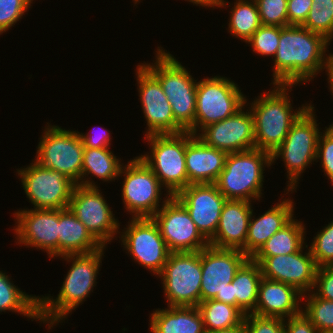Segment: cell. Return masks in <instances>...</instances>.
<instances>
[{
    "mask_svg": "<svg viewBox=\"0 0 333 333\" xmlns=\"http://www.w3.org/2000/svg\"><path fill=\"white\" fill-rule=\"evenodd\" d=\"M19 169L16 172L33 209L68 208L76 184L63 173L42 167L34 160Z\"/></svg>",
    "mask_w": 333,
    "mask_h": 333,
    "instance_id": "13",
    "label": "cell"
},
{
    "mask_svg": "<svg viewBox=\"0 0 333 333\" xmlns=\"http://www.w3.org/2000/svg\"><path fill=\"white\" fill-rule=\"evenodd\" d=\"M245 333H284V319L263 317L253 313L245 315L243 322Z\"/></svg>",
    "mask_w": 333,
    "mask_h": 333,
    "instance_id": "41",
    "label": "cell"
},
{
    "mask_svg": "<svg viewBox=\"0 0 333 333\" xmlns=\"http://www.w3.org/2000/svg\"><path fill=\"white\" fill-rule=\"evenodd\" d=\"M284 333H319L311 321L301 312L284 319Z\"/></svg>",
    "mask_w": 333,
    "mask_h": 333,
    "instance_id": "44",
    "label": "cell"
},
{
    "mask_svg": "<svg viewBox=\"0 0 333 333\" xmlns=\"http://www.w3.org/2000/svg\"><path fill=\"white\" fill-rule=\"evenodd\" d=\"M152 218L170 252H195L209 245L186 208L174 196H171Z\"/></svg>",
    "mask_w": 333,
    "mask_h": 333,
    "instance_id": "15",
    "label": "cell"
},
{
    "mask_svg": "<svg viewBox=\"0 0 333 333\" xmlns=\"http://www.w3.org/2000/svg\"><path fill=\"white\" fill-rule=\"evenodd\" d=\"M319 333H333V331H324V332H319Z\"/></svg>",
    "mask_w": 333,
    "mask_h": 333,
    "instance_id": "51",
    "label": "cell"
},
{
    "mask_svg": "<svg viewBox=\"0 0 333 333\" xmlns=\"http://www.w3.org/2000/svg\"><path fill=\"white\" fill-rule=\"evenodd\" d=\"M102 129V128H101ZM103 130V131H102ZM98 134H90V132L88 133H80L79 135L82 139L83 142V146L84 147H88V148H107L110 147L111 145V134L110 131L106 130L105 128H103Z\"/></svg>",
    "mask_w": 333,
    "mask_h": 333,
    "instance_id": "45",
    "label": "cell"
},
{
    "mask_svg": "<svg viewBox=\"0 0 333 333\" xmlns=\"http://www.w3.org/2000/svg\"><path fill=\"white\" fill-rule=\"evenodd\" d=\"M136 67L139 100L147 122L144 136L185 132L175 121L171 104L159 80L142 63Z\"/></svg>",
    "mask_w": 333,
    "mask_h": 333,
    "instance_id": "16",
    "label": "cell"
},
{
    "mask_svg": "<svg viewBox=\"0 0 333 333\" xmlns=\"http://www.w3.org/2000/svg\"><path fill=\"white\" fill-rule=\"evenodd\" d=\"M197 308L206 332L229 329L244 322L245 314L238 307L214 299L200 302Z\"/></svg>",
    "mask_w": 333,
    "mask_h": 333,
    "instance_id": "32",
    "label": "cell"
},
{
    "mask_svg": "<svg viewBox=\"0 0 333 333\" xmlns=\"http://www.w3.org/2000/svg\"><path fill=\"white\" fill-rule=\"evenodd\" d=\"M119 238L126 253L140 266L158 276L167 262L170 251L152 217L132 218Z\"/></svg>",
    "mask_w": 333,
    "mask_h": 333,
    "instance_id": "12",
    "label": "cell"
},
{
    "mask_svg": "<svg viewBox=\"0 0 333 333\" xmlns=\"http://www.w3.org/2000/svg\"><path fill=\"white\" fill-rule=\"evenodd\" d=\"M110 147L107 148H88L84 147L81 181L79 185L86 187H98L89 175L100 178L104 182L115 181L123 163L116 158ZM85 176V177H84ZM88 177V178H86Z\"/></svg>",
    "mask_w": 333,
    "mask_h": 333,
    "instance_id": "28",
    "label": "cell"
},
{
    "mask_svg": "<svg viewBox=\"0 0 333 333\" xmlns=\"http://www.w3.org/2000/svg\"><path fill=\"white\" fill-rule=\"evenodd\" d=\"M247 103L238 85L222 76L197 82L194 135L202 128L234 115Z\"/></svg>",
    "mask_w": 333,
    "mask_h": 333,
    "instance_id": "10",
    "label": "cell"
},
{
    "mask_svg": "<svg viewBox=\"0 0 333 333\" xmlns=\"http://www.w3.org/2000/svg\"><path fill=\"white\" fill-rule=\"evenodd\" d=\"M150 317L151 333H206L197 307L167 306L156 309Z\"/></svg>",
    "mask_w": 333,
    "mask_h": 333,
    "instance_id": "26",
    "label": "cell"
},
{
    "mask_svg": "<svg viewBox=\"0 0 333 333\" xmlns=\"http://www.w3.org/2000/svg\"><path fill=\"white\" fill-rule=\"evenodd\" d=\"M313 239L309 249L317 266H333V220L317 232Z\"/></svg>",
    "mask_w": 333,
    "mask_h": 333,
    "instance_id": "37",
    "label": "cell"
},
{
    "mask_svg": "<svg viewBox=\"0 0 333 333\" xmlns=\"http://www.w3.org/2000/svg\"><path fill=\"white\" fill-rule=\"evenodd\" d=\"M133 1H134L135 6H136L137 3H140L139 0H133Z\"/></svg>",
    "mask_w": 333,
    "mask_h": 333,
    "instance_id": "50",
    "label": "cell"
},
{
    "mask_svg": "<svg viewBox=\"0 0 333 333\" xmlns=\"http://www.w3.org/2000/svg\"><path fill=\"white\" fill-rule=\"evenodd\" d=\"M185 1H189L190 3H193L194 5L196 6H202V7H210V8H226V5L227 6H230L228 5L229 2H226V0H185ZM228 3V4H227Z\"/></svg>",
    "mask_w": 333,
    "mask_h": 333,
    "instance_id": "47",
    "label": "cell"
},
{
    "mask_svg": "<svg viewBox=\"0 0 333 333\" xmlns=\"http://www.w3.org/2000/svg\"><path fill=\"white\" fill-rule=\"evenodd\" d=\"M194 136L189 131L144 136L151 153L141 154L139 157L152 169L160 184L166 188L165 196H174L188 186L185 153L187 143Z\"/></svg>",
    "mask_w": 333,
    "mask_h": 333,
    "instance_id": "7",
    "label": "cell"
},
{
    "mask_svg": "<svg viewBox=\"0 0 333 333\" xmlns=\"http://www.w3.org/2000/svg\"><path fill=\"white\" fill-rule=\"evenodd\" d=\"M31 209L13 214L16 244L45 251L50 259L58 257L59 209Z\"/></svg>",
    "mask_w": 333,
    "mask_h": 333,
    "instance_id": "18",
    "label": "cell"
},
{
    "mask_svg": "<svg viewBox=\"0 0 333 333\" xmlns=\"http://www.w3.org/2000/svg\"><path fill=\"white\" fill-rule=\"evenodd\" d=\"M326 69V70H325ZM324 70L327 72L328 76V85H329V91H331V95L333 96V54L330 53L326 62V65L324 67Z\"/></svg>",
    "mask_w": 333,
    "mask_h": 333,
    "instance_id": "48",
    "label": "cell"
},
{
    "mask_svg": "<svg viewBox=\"0 0 333 333\" xmlns=\"http://www.w3.org/2000/svg\"><path fill=\"white\" fill-rule=\"evenodd\" d=\"M282 199L258 218H255L252 211L245 242V255L248 258H252L274 233L295 218L293 200L289 197Z\"/></svg>",
    "mask_w": 333,
    "mask_h": 333,
    "instance_id": "25",
    "label": "cell"
},
{
    "mask_svg": "<svg viewBox=\"0 0 333 333\" xmlns=\"http://www.w3.org/2000/svg\"><path fill=\"white\" fill-rule=\"evenodd\" d=\"M163 47H157L154 63H142L160 82L175 121L194 135L197 80ZM166 51V52H165Z\"/></svg>",
    "mask_w": 333,
    "mask_h": 333,
    "instance_id": "4",
    "label": "cell"
},
{
    "mask_svg": "<svg viewBox=\"0 0 333 333\" xmlns=\"http://www.w3.org/2000/svg\"><path fill=\"white\" fill-rule=\"evenodd\" d=\"M331 44L323 35L303 26L280 27L279 46L274 56L271 84H305L324 69Z\"/></svg>",
    "mask_w": 333,
    "mask_h": 333,
    "instance_id": "1",
    "label": "cell"
},
{
    "mask_svg": "<svg viewBox=\"0 0 333 333\" xmlns=\"http://www.w3.org/2000/svg\"><path fill=\"white\" fill-rule=\"evenodd\" d=\"M11 276L0 271V313L17 312L28 319L39 320V296L28 295L11 281Z\"/></svg>",
    "mask_w": 333,
    "mask_h": 333,
    "instance_id": "31",
    "label": "cell"
},
{
    "mask_svg": "<svg viewBox=\"0 0 333 333\" xmlns=\"http://www.w3.org/2000/svg\"><path fill=\"white\" fill-rule=\"evenodd\" d=\"M312 0H288L287 1V14L288 26L299 25L301 26L310 12Z\"/></svg>",
    "mask_w": 333,
    "mask_h": 333,
    "instance_id": "43",
    "label": "cell"
},
{
    "mask_svg": "<svg viewBox=\"0 0 333 333\" xmlns=\"http://www.w3.org/2000/svg\"><path fill=\"white\" fill-rule=\"evenodd\" d=\"M214 300L236 306V296H234L232 282L227 284V287L222 291L221 296H216Z\"/></svg>",
    "mask_w": 333,
    "mask_h": 333,
    "instance_id": "46",
    "label": "cell"
},
{
    "mask_svg": "<svg viewBox=\"0 0 333 333\" xmlns=\"http://www.w3.org/2000/svg\"><path fill=\"white\" fill-rule=\"evenodd\" d=\"M312 2L310 12L301 26L323 35L331 42L333 39V0H312Z\"/></svg>",
    "mask_w": 333,
    "mask_h": 333,
    "instance_id": "35",
    "label": "cell"
},
{
    "mask_svg": "<svg viewBox=\"0 0 333 333\" xmlns=\"http://www.w3.org/2000/svg\"><path fill=\"white\" fill-rule=\"evenodd\" d=\"M206 333H245V328L243 323L239 326L232 327L229 329H222V330H217V331H209Z\"/></svg>",
    "mask_w": 333,
    "mask_h": 333,
    "instance_id": "49",
    "label": "cell"
},
{
    "mask_svg": "<svg viewBox=\"0 0 333 333\" xmlns=\"http://www.w3.org/2000/svg\"><path fill=\"white\" fill-rule=\"evenodd\" d=\"M41 135L35 162L63 173L75 184L81 181L84 146L78 131L62 129L48 122Z\"/></svg>",
    "mask_w": 333,
    "mask_h": 333,
    "instance_id": "9",
    "label": "cell"
},
{
    "mask_svg": "<svg viewBox=\"0 0 333 333\" xmlns=\"http://www.w3.org/2000/svg\"><path fill=\"white\" fill-rule=\"evenodd\" d=\"M312 292L317 297L333 301V266L318 267Z\"/></svg>",
    "mask_w": 333,
    "mask_h": 333,
    "instance_id": "42",
    "label": "cell"
},
{
    "mask_svg": "<svg viewBox=\"0 0 333 333\" xmlns=\"http://www.w3.org/2000/svg\"><path fill=\"white\" fill-rule=\"evenodd\" d=\"M105 248L106 246H103L92 253L59 257L67 262L72 261L59 294L56 299L49 295L39 297V322L45 323L49 330L59 322L62 323L69 313H72V310H75L80 304L82 305L86 297H90L89 295L97 283L96 278Z\"/></svg>",
    "mask_w": 333,
    "mask_h": 333,
    "instance_id": "2",
    "label": "cell"
},
{
    "mask_svg": "<svg viewBox=\"0 0 333 333\" xmlns=\"http://www.w3.org/2000/svg\"><path fill=\"white\" fill-rule=\"evenodd\" d=\"M174 197L186 208L196 228L209 242L215 235L226 198L215 184H190Z\"/></svg>",
    "mask_w": 333,
    "mask_h": 333,
    "instance_id": "20",
    "label": "cell"
},
{
    "mask_svg": "<svg viewBox=\"0 0 333 333\" xmlns=\"http://www.w3.org/2000/svg\"><path fill=\"white\" fill-rule=\"evenodd\" d=\"M251 259L259 264L264 278L294 286L302 294L313 290L318 266L308 245L293 254Z\"/></svg>",
    "mask_w": 333,
    "mask_h": 333,
    "instance_id": "17",
    "label": "cell"
},
{
    "mask_svg": "<svg viewBox=\"0 0 333 333\" xmlns=\"http://www.w3.org/2000/svg\"><path fill=\"white\" fill-rule=\"evenodd\" d=\"M305 230V225L293 218L281 230L274 233L253 257H272L300 251L306 245Z\"/></svg>",
    "mask_w": 333,
    "mask_h": 333,
    "instance_id": "30",
    "label": "cell"
},
{
    "mask_svg": "<svg viewBox=\"0 0 333 333\" xmlns=\"http://www.w3.org/2000/svg\"><path fill=\"white\" fill-rule=\"evenodd\" d=\"M98 188L76 184L68 208L92 236L106 246L119 234L120 223Z\"/></svg>",
    "mask_w": 333,
    "mask_h": 333,
    "instance_id": "14",
    "label": "cell"
},
{
    "mask_svg": "<svg viewBox=\"0 0 333 333\" xmlns=\"http://www.w3.org/2000/svg\"><path fill=\"white\" fill-rule=\"evenodd\" d=\"M288 0H255L262 25L288 26Z\"/></svg>",
    "mask_w": 333,
    "mask_h": 333,
    "instance_id": "38",
    "label": "cell"
},
{
    "mask_svg": "<svg viewBox=\"0 0 333 333\" xmlns=\"http://www.w3.org/2000/svg\"><path fill=\"white\" fill-rule=\"evenodd\" d=\"M227 153L204 144L196 135L187 143L185 165L190 184H215Z\"/></svg>",
    "mask_w": 333,
    "mask_h": 333,
    "instance_id": "24",
    "label": "cell"
},
{
    "mask_svg": "<svg viewBox=\"0 0 333 333\" xmlns=\"http://www.w3.org/2000/svg\"><path fill=\"white\" fill-rule=\"evenodd\" d=\"M280 27L261 25L245 42L250 44L253 52L261 56L274 58L279 46Z\"/></svg>",
    "mask_w": 333,
    "mask_h": 333,
    "instance_id": "36",
    "label": "cell"
},
{
    "mask_svg": "<svg viewBox=\"0 0 333 333\" xmlns=\"http://www.w3.org/2000/svg\"><path fill=\"white\" fill-rule=\"evenodd\" d=\"M262 277L259 264L251 258L235 274L232 284L234 296H236V307L245 315L255 310Z\"/></svg>",
    "mask_w": 333,
    "mask_h": 333,
    "instance_id": "29",
    "label": "cell"
},
{
    "mask_svg": "<svg viewBox=\"0 0 333 333\" xmlns=\"http://www.w3.org/2000/svg\"><path fill=\"white\" fill-rule=\"evenodd\" d=\"M32 3L33 0H0V35L14 27Z\"/></svg>",
    "mask_w": 333,
    "mask_h": 333,
    "instance_id": "39",
    "label": "cell"
},
{
    "mask_svg": "<svg viewBox=\"0 0 333 333\" xmlns=\"http://www.w3.org/2000/svg\"><path fill=\"white\" fill-rule=\"evenodd\" d=\"M271 165V154L257 148L228 153L215 185L227 200L259 201L263 194V171Z\"/></svg>",
    "mask_w": 333,
    "mask_h": 333,
    "instance_id": "5",
    "label": "cell"
},
{
    "mask_svg": "<svg viewBox=\"0 0 333 333\" xmlns=\"http://www.w3.org/2000/svg\"><path fill=\"white\" fill-rule=\"evenodd\" d=\"M325 129L318 138L316 162L321 161L320 166L333 186V123Z\"/></svg>",
    "mask_w": 333,
    "mask_h": 333,
    "instance_id": "40",
    "label": "cell"
},
{
    "mask_svg": "<svg viewBox=\"0 0 333 333\" xmlns=\"http://www.w3.org/2000/svg\"><path fill=\"white\" fill-rule=\"evenodd\" d=\"M302 293L294 286L262 277L255 315L287 319L302 312Z\"/></svg>",
    "mask_w": 333,
    "mask_h": 333,
    "instance_id": "23",
    "label": "cell"
},
{
    "mask_svg": "<svg viewBox=\"0 0 333 333\" xmlns=\"http://www.w3.org/2000/svg\"><path fill=\"white\" fill-rule=\"evenodd\" d=\"M249 258L240 250L208 245L201 249V302L221 296L236 272Z\"/></svg>",
    "mask_w": 333,
    "mask_h": 333,
    "instance_id": "21",
    "label": "cell"
},
{
    "mask_svg": "<svg viewBox=\"0 0 333 333\" xmlns=\"http://www.w3.org/2000/svg\"><path fill=\"white\" fill-rule=\"evenodd\" d=\"M314 105H310L292 124L285 140L271 153V164L281 158L287 171L288 194L297 189L301 175L312 162L316 161L317 144L320 136L319 124Z\"/></svg>",
    "mask_w": 333,
    "mask_h": 333,
    "instance_id": "6",
    "label": "cell"
},
{
    "mask_svg": "<svg viewBox=\"0 0 333 333\" xmlns=\"http://www.w3.org/2000/svg\"><path fill=\"white\" fill-rule=\"evenodd\" d=\"M302 300H305L302 312L315 328L319 332L333 331V301L317 297L312 291L303 294Z\"/></svg>",
    "mask_w": 333,
    "mask_h": 333,
    "instance_id": "34",
    "label": "cell"
},
{
    "mask_svg": "<svg viewBox=\"0 0 333 333\" xmlns=\"http://www.w3.org/2000/svg\"><path fill=\"white\" fill-rule=\"evenodd\" d=\"M251 204L245 200H226L216 233L209 245L222 249H236L245 254L249 221L254 211Z\"/></svg>",
    "mask_w": 333,
    "mask_h": 333,
    "instance_id": "22",
    "label": "cell"
},
{
    "mask_svg": "<svg viewBox=\"0 0 333 333\" xmlns=\"http://www.w3.org/2000/svg\"><path fill=\"white\" fill-rule=\"evenodd\" d=\"M295 85L274 84V88L257 96L249 109L254 118L255 146L273 153L285 140L292 124L312 104H303L294 111L289 93ZM294 111V112H293Z\"/></svg>",
    "mask_w": 333,
    "mask_h": 333,
    "instance_id": "3",
    "label": "cell"
},
{
    "mask_svg": "<svg viewBox=\"0 0 333 333\" xmlns=\"http://www.w3.org/2000/svg\"><path fill=\"white\" fill-rule=\"evenodd\" d=\"M244 105L234 115L202 128L196 136L206 145L228 153L255 149L254 118Z\"/></svg>",
    "mask_w": 333,
    "mask_h": 333,
    "instance_id": "19",
    "label": "cell"
},
{
    "mask_svg": "<svg viewBox=\"0 0 333 333\" xmlns=\"http://www.w3.org/2000/svg\"><path fill=\"white\" fill-rule=\"evenodd\" d=\"M157 277L163 284L168 306L197 307L201 302V250L170 252L163 271Z\"/></svg>",
    "mask_w": 333,
    "mask_h": 333,
    "instance_id": "8",
    "label": "cell"
},
{
    "mask_svg": "<svg viewBox=\"0 0 333 333\" xmlns=\"http://www.w3.org/2000/svg\"><path fill=\"white\" fill-rule=\"evenodd\" d=\"M58 257L92 253L103 246L69 208L59 209Z\"/></svg>",
    "mask_w": 333,
    "mask_h": 333,
    "instance_id": "27",
    "label": "cell"
},
{
    "mask_svg": "<svg viewBox=\"0 0 333 333\" xmlns=\"http://www.w3.org/2000/svg\"><path fill=\"white\" fill-rule=\"evenodd\" d=\"M262 25L255 0H236L231 7L228 32L246 42Z\"/></svg>",
    "mask_w": 333,
    "mask_h": 333,
    "instance_id": "33",
    "label": "cell"
},
{
    "mask_svg": "<svg viewBox=\"0 0 333 333\" xmlns=\"http://www.w3.org/2000/svg\"><path fill=\"white\" fill-rule=\"evenodd\" d=\"M127 162L119 173V177L124 176L121 195L124 208L130 212L131 218L152 217L171 195L162 199L161 190L166 189L139 156Z\"/></svg>",
    "mask_w": 333,
    "mask_h": 333,
    "instance_id": "11",
    "label": "cell"
}]
</instances>
